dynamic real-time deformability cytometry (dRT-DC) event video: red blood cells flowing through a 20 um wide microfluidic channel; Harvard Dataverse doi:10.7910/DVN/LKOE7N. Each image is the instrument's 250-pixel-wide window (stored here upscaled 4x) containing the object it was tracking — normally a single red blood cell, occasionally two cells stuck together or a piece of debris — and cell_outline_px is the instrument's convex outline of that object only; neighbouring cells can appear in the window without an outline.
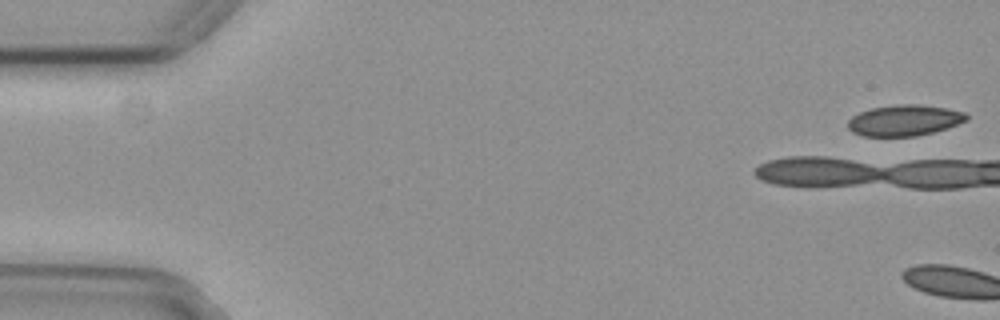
{"species": "common noctule bat (a hibernating species)", "species_latin": "Nyctalus noctula", "temperature_condition": "cold", "stored_images_in_passage": 3, "camera_frame_rate_fps": 3000, "um_per_image_px": 0.085, "animal": {"sex": "female", "body_mass_g": 29.2, "forearm_length_mm": 56.3}, "frame": {"image": 1, "passage_image": 1, "time_ms": 0.0, "image_size_px": [1000, 320], "cell_outline_px": [[968, 120], [932, 132], [916, 136], [864, 136], [852, 132], [848, 128], [848, 120], [852, 116], [860, 112], [872, 108], [896, 104], [920, 104], [944, 108], [964, 112], [968, 116]], "centroid_in_image_um": [76.84, 10.22], "position_along_channel_um": 8.2, "area_um2": 21.21}}